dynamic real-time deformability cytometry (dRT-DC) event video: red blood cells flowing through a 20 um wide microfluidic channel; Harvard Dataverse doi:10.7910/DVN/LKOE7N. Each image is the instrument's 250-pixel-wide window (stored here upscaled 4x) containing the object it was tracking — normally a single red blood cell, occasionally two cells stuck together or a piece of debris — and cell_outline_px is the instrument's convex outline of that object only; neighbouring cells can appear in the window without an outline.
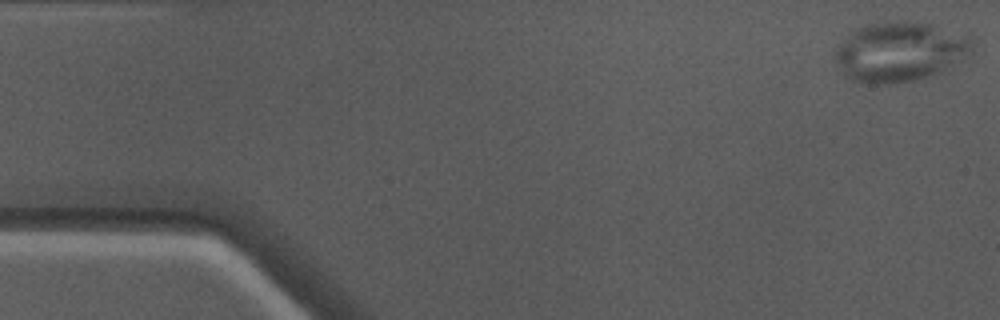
{"species": "Egyptian fruit bat (a non-hibernating species)", "species_latin": "Rousettus aegyptiacus", "temperature_condition": "warm", "stored_images_in_passage": 49, "camera_frame_rate_fps": 3000, "um_per_image_px": 0.085, "animal": {"sex": "male"}, "frame": {"image": 1, "passage_image": 1, "time_ms": 0.0, "image_size_px": [1000, 320], "cell_outline_px": [[972, 52], [964, 60], [940, 72], [916, 80], [888, 84], [868, 84], [852, 80], [844, 72], [832, 56], [836, 48], [852, 28], [868, 24], [896, 20], [908, 20], [932, 24], [972, 36]], "centroid_in_image_um": [76.5, 4.37], "position_along_channel_um": 8.5, "area_um2": 48.44}}
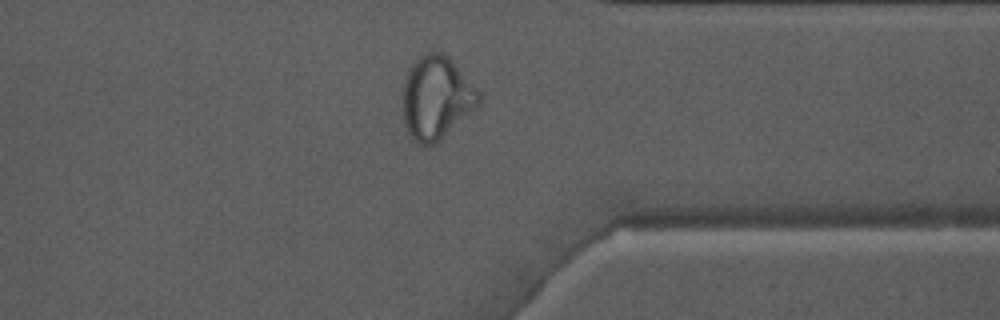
{"frame": {"image": 2, "passage_image": 38, "time_ms": 12.333, "image_size_px": [1000, 320], "cell_outline_px": [[484, 100], [476, 108], [436, 144], [420, 144], [408, 132], [404, 124], [404, 76], [408, 68], [420, 56], [428, 52], [444, 52], [448, 56], [480, 92]], "centroid_in_image_um": [37.12, 8.29], "position_along_channel_um": 374.3, "area_um2": 36.7}}
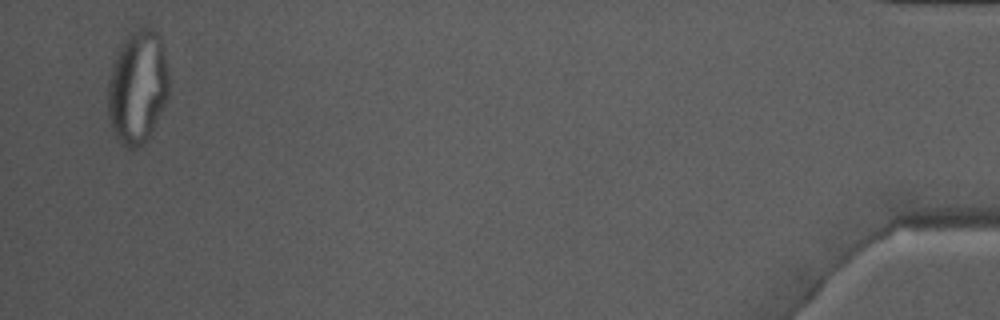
{"frame": {"image": 3, "passage_image": 48, "time_ms": 15.667, "image_size_px": [1000, 320], "cell_outline_px": [[168, 96], [144, 144], [140, 148], [124, 148], [120, 144], [112, 132], [108, 120], [108, 80], [112, 64], [116, 52], [124, 36], [128, 32], [144, 24], [152, 28], [160, 36], [164, 48], [168, 72]], "centroid_in_image_um": [11.66, 7.35], "position_along_channel_um": 423.5, "area_um2": 41.15}}